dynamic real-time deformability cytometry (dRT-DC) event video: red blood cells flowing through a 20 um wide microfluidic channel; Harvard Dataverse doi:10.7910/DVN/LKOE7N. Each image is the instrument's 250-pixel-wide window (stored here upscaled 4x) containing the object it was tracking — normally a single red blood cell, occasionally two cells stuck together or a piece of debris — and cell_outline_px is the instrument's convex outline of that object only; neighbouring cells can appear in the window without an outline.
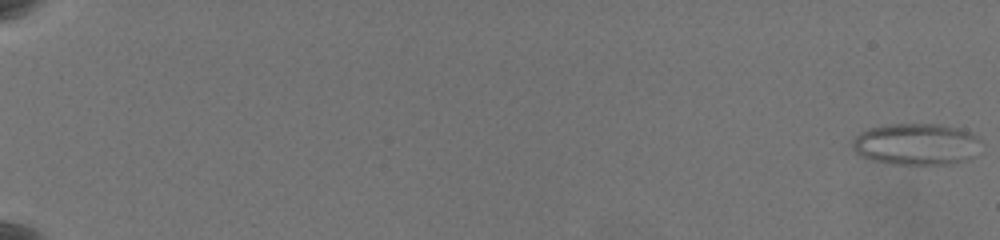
{"species": "common noctule bat (a hibernating species)", "species_latin": "Nyctalus noctula", "temperature_condition": "warm", "stored_images_in_passage": 63, "camera_frame_rate_fps": 3000, "um_per_image_px": 0.085, "animal": {"sex": "female", "body_mass_g": 19.5, "forearm_length_mm": 54.1}, "frame": {"image": 1, "passage_image": 1, "time_ms": 0.0, "image_size_px": [1000, 240], "cell_outline_px": [[980, 140], [976, 156], [968, 160], [948, 164], [892, 164], [872, 160], [860, 156], [852, 148], [852, 140], [860, 132], [868, 128], [888, 124], [940, 124], [972, 132]], "centroid_in_image_um": [77.88, 12.26], "position_along_channel_um": 7.1, "area_um2": 31.44}}
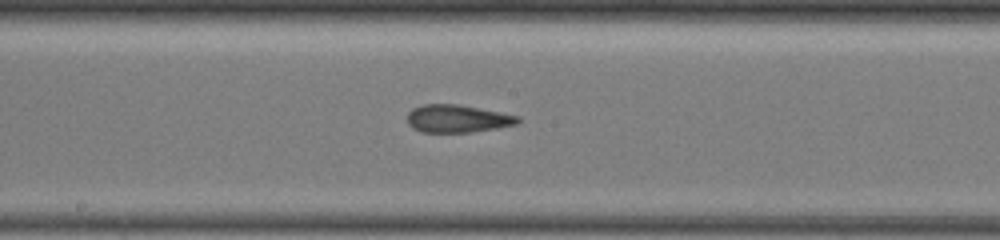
{"frame": {"image": 2, "passage_image": 38, "time_ms": 12.333, "image_size_px": [1000, 240], "cell_outline_px": [[520, 120], [516, 124], [496, 128], [472, 132], [420, 132], [412, 128], [408, 124], [408, 112], [412, 108], [424, 104], [460, 104], [520, 116]], "centroid_in_image_um": [38.86, 10.08], "position_along_channel_um": 209.3, "area_um2": 17.92}}
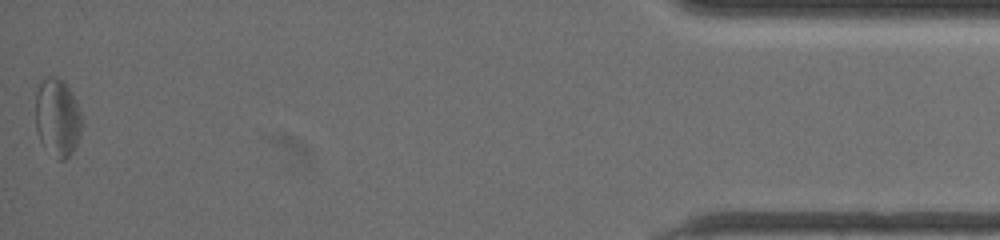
{"frame": {"image": 3, "passage_image": 63, "time_ms": 20.667, "image_size_px": [1000, 240], "cell_outline_px": [[80, 136], [72, 152], [64, 160], [56, 160], [40, 140], [36, 128], [36, 92], [40, 84], [48, 76], [56, 76], [72, 92], [80, 108]], "centroid_in_image_um": [4.88, 10.01], "position_along_channel_um": 430.3, "area_um2": 20.75}, "authors_computed_cell_mechanics": {"area_um2": 19.5364, "velocity_mm_per_s": 3.5613, "shape_relaxation_time_tau1_ms": null, "shape_relaxation_time_tau2_ms": 2.6185, "deformation_change_tau1": null, "deformation_change_tau2": 0.1108}}